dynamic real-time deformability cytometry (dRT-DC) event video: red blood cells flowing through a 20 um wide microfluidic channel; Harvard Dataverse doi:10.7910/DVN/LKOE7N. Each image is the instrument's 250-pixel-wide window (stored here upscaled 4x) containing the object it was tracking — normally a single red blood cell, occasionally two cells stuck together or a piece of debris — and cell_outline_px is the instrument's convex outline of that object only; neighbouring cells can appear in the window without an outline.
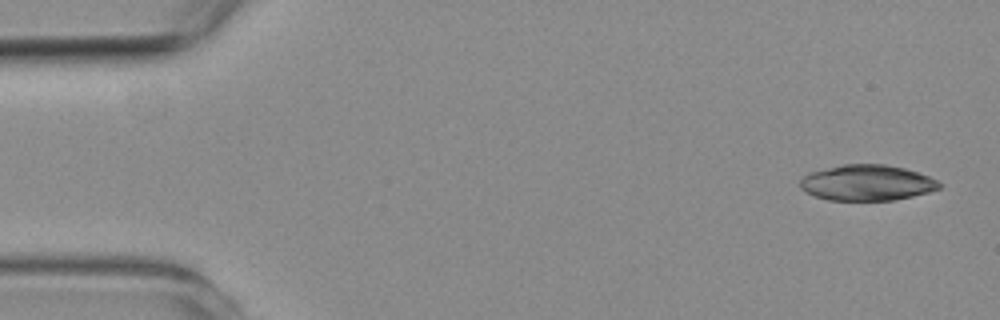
{"species": "common noctule bat (a hibernating species)", "species_latin": "Nyctalus noctula", "temperature_condition": "room temperature", "stored_images_in_passage": 5, "camera_frame_rate_fps": 3000, "um_per_image_px": 0.085, "animal": {"sex": "female", "body_mass_g": 19.3, "forearm_length_mm": 54.1}, "frame": {"image": 1, "passage_image": 1, "time_ms": 0.0, "image_size_px": [1000, 320], "cell_outline_px": [[940, 188], [928, 192], [912, 196], [892, 200], [828, 200], [804, 192], [800, 188], [800, 180], [808, 172], [844, 164], [884, 164], [904, 168], [928, 176], [936, 180], [940, 184]], "centroid_in_image_um": [73.64, 15.53], "position_along_channel_um": 11.4, "area_um2": 28.84}}